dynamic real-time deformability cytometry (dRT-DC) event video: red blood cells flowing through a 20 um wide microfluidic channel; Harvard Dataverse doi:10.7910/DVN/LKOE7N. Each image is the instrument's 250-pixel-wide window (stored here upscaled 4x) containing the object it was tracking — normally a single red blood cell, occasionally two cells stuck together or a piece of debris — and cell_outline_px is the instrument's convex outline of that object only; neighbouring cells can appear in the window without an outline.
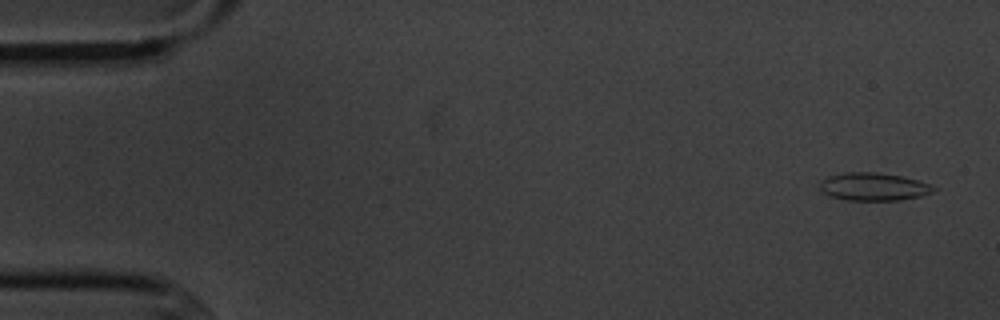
{"species": "common noctule bat (a hibernating species)", "species_latin": "Nyctalus noctula", "temperature_condition": "cold", "stored_images_in_passage": 4, "camera_frame_rate_fps": 3000, "um_per_image_px": 0.085, "animal": {"sex": "male", "body_mass_g": 20.1, "forearm_length_mm": 53.5}, "frame": {"image": 1, "passage_image": 1, "time_ms": 0.0, "image_size_px": [1000, 320], "cell_outline_px": [[940, 188], [932, 192], [920, 196], [900, 200], [848, 200], [832, 196], [824, 192], [820, 188], [820, 180], [828, 176], [844, 172], [876, 172], [900, 176], [932, 184]], "centroid_in_image_um": [74.28, 15.86], "position_along_channel_um": 10.7, "area_um2": 18.44}}